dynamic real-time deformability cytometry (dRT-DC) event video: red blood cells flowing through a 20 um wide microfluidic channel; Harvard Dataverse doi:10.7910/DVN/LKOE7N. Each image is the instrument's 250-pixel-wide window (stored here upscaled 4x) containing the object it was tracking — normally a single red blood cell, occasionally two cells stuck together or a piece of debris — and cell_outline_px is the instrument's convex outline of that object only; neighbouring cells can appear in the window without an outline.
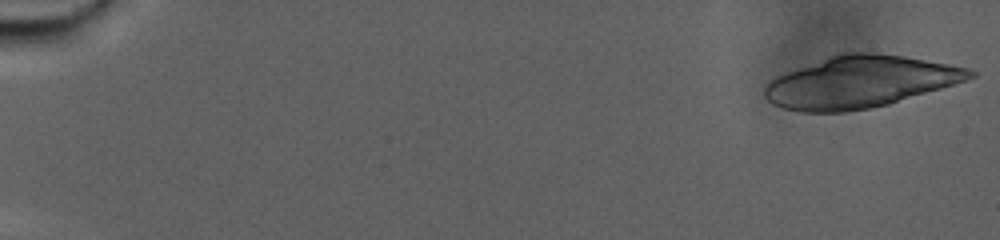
{"species": "human", "species_latin": "Homo sapiens", "temperature_condition": "warm", "stored_images_in_passage": 34, "camera_frame_rate_fps": 3000, "um_per_image_px": 0.085, "donor": {"sex": "male"}, "frame": {"image": 1, "passage_image": 1, "time_ms": 0.0, "image_size_px": [1000, 240], "cell_outline_px": [[976, 76], [940, 88], [888, 104], [868, 108], [844, 112], [800, 112], [784, 108], [772, 104], [764, 96], [764, 88], [768, 80], [776, 76], [828, 56], [840, 52], [876, 52], [904, 56], [948, 64], [968, 68], [976, 72]], "centroid_in_image_um": [73.04, 6.95], "position_along_channel_um": 12.0, "area_um2": 61.56}}
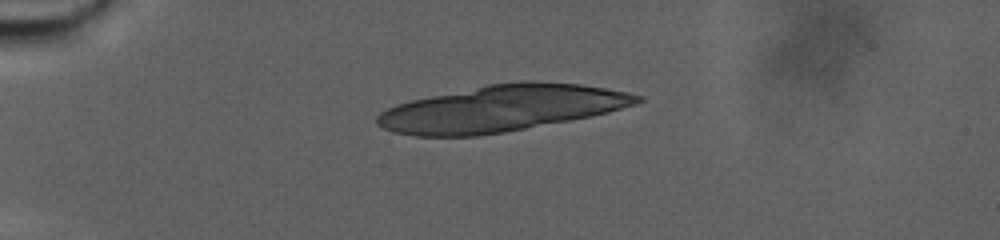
{"frame": {"image": 2, "passage_image": 22, "time_ms": 7.0, "image_size_px": [1000, 240], "cell_outline_px": [[644, 100], [636, 104], [608, 112], [568, 120], [504, 132], [480, 136], [416, 136], [392, 132], [376, 124], [376, 116], [380, 112], [396, 104], [412, 100], [488, 84], [524, 80], [528, 80], [580, 84], [628, 92], [644, 96]], "centroid_in_image_um": [42.61, 9.21], "position_along_channel_um": 42.4, "area_um2": 69.76}}